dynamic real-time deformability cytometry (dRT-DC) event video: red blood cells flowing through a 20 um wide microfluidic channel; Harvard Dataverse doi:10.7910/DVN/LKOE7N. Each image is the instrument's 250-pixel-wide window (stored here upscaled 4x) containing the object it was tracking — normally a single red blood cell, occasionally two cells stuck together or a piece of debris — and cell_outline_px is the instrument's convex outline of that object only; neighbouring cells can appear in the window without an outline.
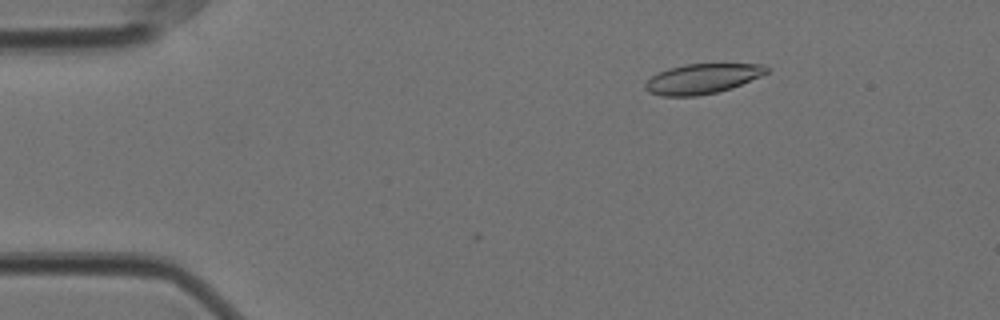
{"species": "Egyptian fruit bat (a non-hibernating species)", "species_latin": "Rousettus aegyptiacus", "temperature_condition": "cold", "stored_images_in_passage": 47, "camera_frame_rate_fps": 3000, "um_per_image_px": 0.085, "animal": {"sex": "female"}, "frame": {"image": 1, "passage_image": 9, "time_ms": 2.667, "image_size_px": [1000, 320], "cell_outline_px": [[768, 72], [760, 76], [732, 88], [716, 92], [696, 96], [660, 96], [648, 92], [644, 88], [644, 84], [652, 76], [668, 68], [684, 64], [764, 64], [768, 68]], "centroid_in_image_um": [59.67, 6.69], "position_along_channel_um": 25.3, "area_um2": 21.1}}
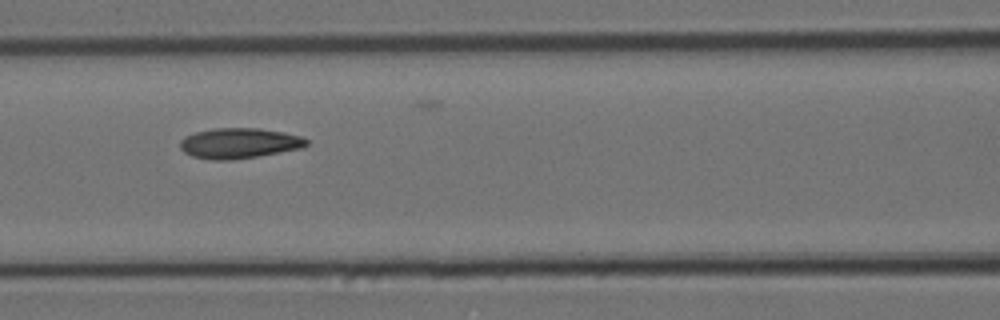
{"frame": {"image": 2, "passage_image": 25, "time_ms": 8.0, "image_size_px": [1000, 320], "cell_outline_px": [[308, 144], [304, 148], [232, 160], [212, 160], [192, 156], [184, 152], [180, 148], [180, 140], [184, 136], [196, 132], [216, 128], [260, 128], [284, 132], [300, 136], [308, 140]], "centroid_in_image_um": [20.33, 12.17], "position_along_channel_um": 146.3, "area_um2": 22.43}}
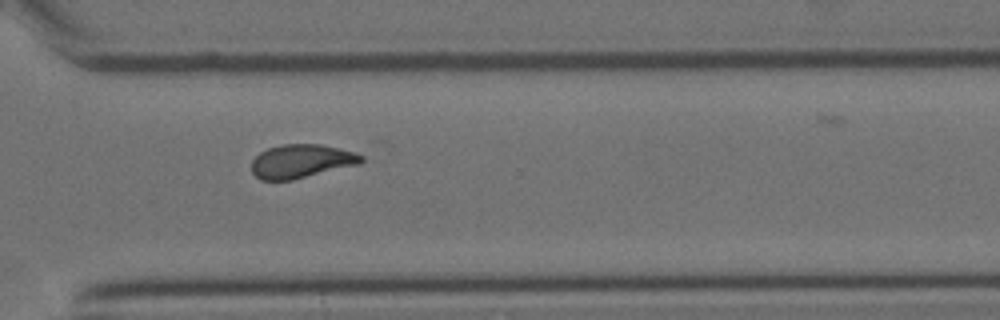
{"frame": {"image": 3, "passage_image": 42, "time_ms": 13.667, "image_size_px": [1000, 320], "cell_outline_px": [[364, 160], [360, 164], [292, 180], [260, 180], [252, 172], [252, 160], [260, 152], [268, 148], [280, 144], [320, 144], [356, 152], [364, 156]], "centroid_in_image_um": [25.63, 13.7], "position_along_channel_um": 345.0, "area_um2": 21.62}}